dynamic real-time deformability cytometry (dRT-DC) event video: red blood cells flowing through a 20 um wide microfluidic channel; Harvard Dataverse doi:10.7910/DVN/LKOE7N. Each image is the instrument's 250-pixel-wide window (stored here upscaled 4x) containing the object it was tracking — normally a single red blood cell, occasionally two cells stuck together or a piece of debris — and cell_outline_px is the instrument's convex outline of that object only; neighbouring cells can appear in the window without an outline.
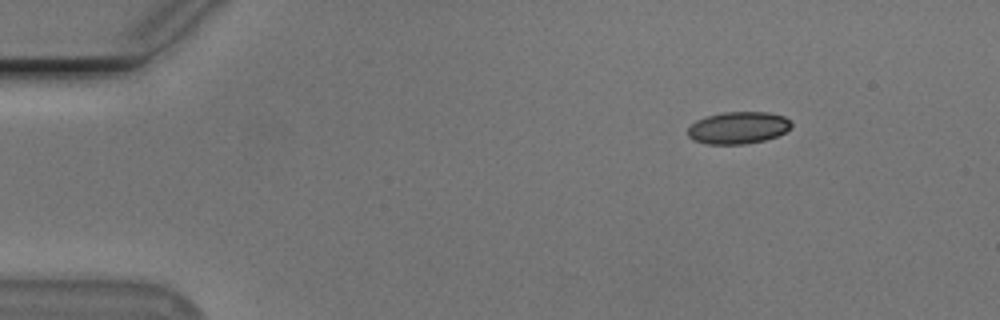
{"species": "Egyptian fruit bat (a non-hibernating species)", "species_latin": "Rousettus aegyptiacus", "temperature_condition": "cold", "stored_images_in_passage": 11, "camera_frame_rate_fps": 3000, "um_per_image_px": 0.085, "animal": {"sex": "male"}, "frame": {"image": 1, "passage_image": 1, "time_ms": 0.0, "image_size_px": [1000, 320], "cell_outline_px": [[792, 124], [784, 132], [776, 136], [764, 140], [744, 144], [708, 144], [692, 140], [688, 136], [688, 128], [696, 120], [704, 116], [724, 112], [768, 112], [784, 116]], "centroid_in_image_um": [62.7, 10.85], "position_along_channel_um": 22.3, "area_um2": 19.31}}
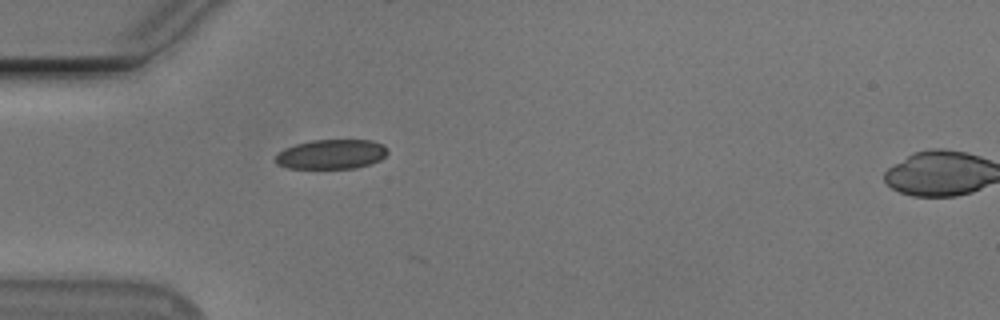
{"frame": {"image": 2, "passage_image": 10, "time_ms": 3.0, "image_size_px": [1000, 320], "cell_outline_px": [[388, 152], [380, 160], [372, 164], [356, 168], [288, 168], [276, 164], [276, 156], [284, 148], [296, 144], [312, 140], [372, 140], [384, 144], [388, 148]], "centroid_in_image_um": [28.21, 13.11], "position_along_channel_um": 56.8, "area_um2": 19.42}}